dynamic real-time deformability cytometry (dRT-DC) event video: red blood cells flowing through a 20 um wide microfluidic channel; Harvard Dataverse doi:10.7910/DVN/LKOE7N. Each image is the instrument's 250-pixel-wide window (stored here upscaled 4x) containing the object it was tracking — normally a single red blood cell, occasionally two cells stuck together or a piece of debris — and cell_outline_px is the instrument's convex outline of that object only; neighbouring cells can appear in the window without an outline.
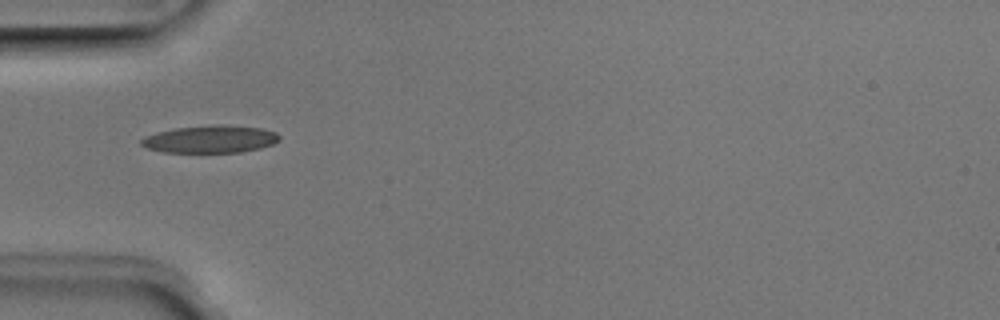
{"species": "Egyptian fruit bat (a non-hibernating species)", "species_latin": "Rousettus aegyptiacus", "temperature_condition": "room temperature", "stored_images_in_passage": 37, "camera_frame_rate_fps": 3000, "um_per_image_px": 0.085, "animal": {"sex": "male"}, "frame": {"image": 1, "passage_image": 2, "time_ms": 0.333, "image_size_px": [1000, 320], "cell_outline_px": [[280, 140], [272, 144], [260, 148], [240, 152], [160, 152], [148, 148], [140, 144], [140, 140], [144, 136], [156, 132], [176, 128], [212, 124], [220, 124], [260, 128], [276, 132], [280, 136]], "centroid_in_image_um": [17.86, 11.82], "position_along_channel_um": 67.1, "area_um2": 22.2}}
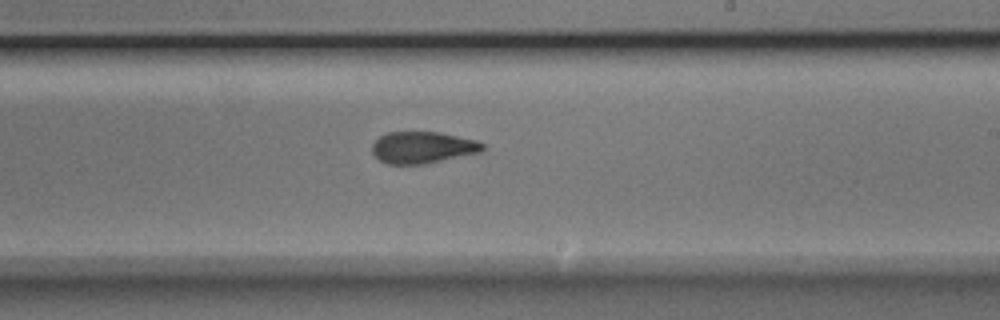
{"frame": {"image": 2, "passage_image": 16, "time_ms": 5.0, "image_size_px": [1000, 320], "cell_outline_px": [[484, 148], [480, 152], [424, 164], [388, 164], [380, 160], [372, 152], [372, 144], [380, 136], [388, 132], [440, 132], [476, 140], [484, 144]], "centroid_in_image_um": [35.91, 12.53], "position_along_channel_um": 253.1, "area_um2": 20.29}}
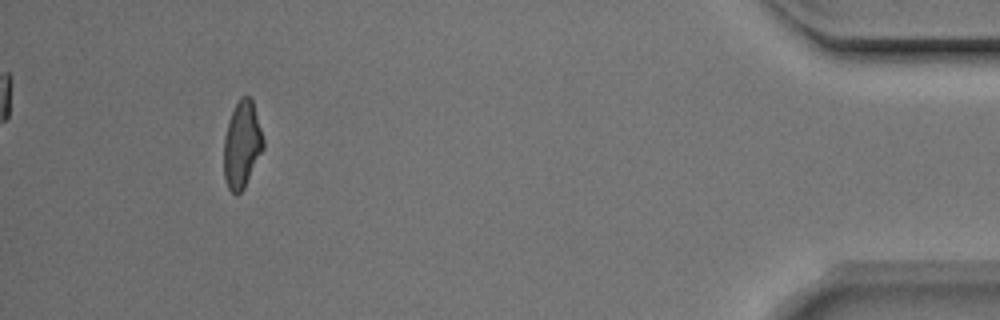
{"frame": {"image": 3, "passage_image": 33, "time_ms": 10.667, "image_size_px": [1000, 320], "cell_outline_px": [[264, 148], [244, 188], [236, 196], [228, 188], [224, 180], [224, 140], [228, 120], [240, 96], [248, 96], [252, 100], [264, 140]], "centroid_in_image_um": [20.56, 12.32], "position_along_channel_um": 414.6, "area_um2": 19.88}, "authors_computed_cell_mechanics": {"area_um2": 20.808, "velocity_mm_per_s": 3.9908, "shape_relaxation_time_tau1_ms": 4.2725, "shape_relaxation_time_tau2_ms": 2.1522, "deformation_change_tau1": 0.1535, "deformation_change_tau2": 0.0933}}